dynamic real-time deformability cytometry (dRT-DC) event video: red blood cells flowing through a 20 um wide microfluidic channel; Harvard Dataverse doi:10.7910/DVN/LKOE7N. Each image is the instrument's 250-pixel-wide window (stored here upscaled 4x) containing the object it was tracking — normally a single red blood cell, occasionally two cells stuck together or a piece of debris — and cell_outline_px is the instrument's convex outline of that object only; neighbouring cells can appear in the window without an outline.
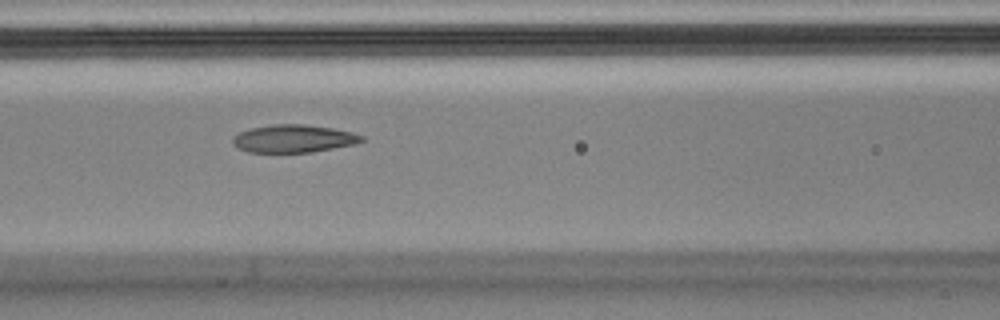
{"species": "Egyptian fruit bat (a non-hibernating species)", "species_latin": "Rousettus aegyptiacus", "temperature_condition": "cold", "stored_images_in_passage": 8, "camera_frame_rate_fps": 3000, "um_per_image_px": 0.085, "animal": {"sex": "male"}, "frame": {"image": 1, "passage_image": 7, "time_ms": 2.0, "image_size_px": [1000, 320], "cell_outline_px": [[364, 140], [356, 144], [312, 152], [248, 152], [236, 148], [232, 144], [232, 136], [240, 132], [252, 128], [272, 124], [304, 124], [332, 128], [352, 132], [364, 136]], "centroid_in_image_um": [24.94, 11.78], "position_along_channel_um": 141.7, "area_um2": 20.98}}
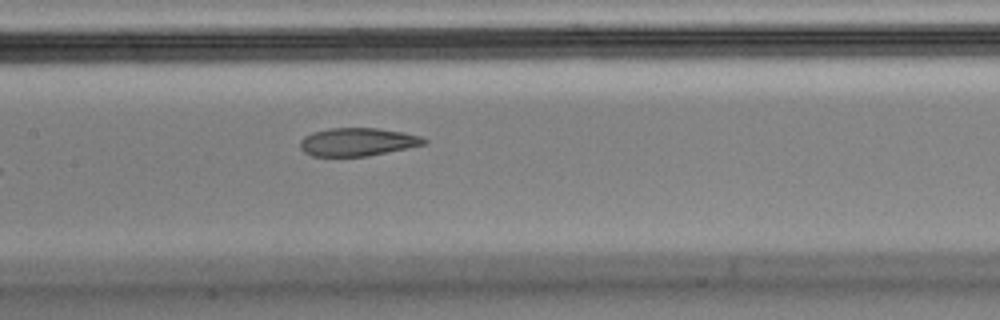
{"frame": {"image": 2, "passage_image": 8, "time_ms": 2.333, "image_size_px": [1000, 320], "cell_outline_px": [[428, 144], [368, 156], [312, 156], [304, 152], [300, 148], [300, 140], [304, 136], [312, 132], [328, 128], [376, 128], [404, 132], [420, 136], [428, 140]], "centroid_in_image_um": [30.4, 12.06], "position_along_channel_um": 177.0, "area_um2": 20.46}}